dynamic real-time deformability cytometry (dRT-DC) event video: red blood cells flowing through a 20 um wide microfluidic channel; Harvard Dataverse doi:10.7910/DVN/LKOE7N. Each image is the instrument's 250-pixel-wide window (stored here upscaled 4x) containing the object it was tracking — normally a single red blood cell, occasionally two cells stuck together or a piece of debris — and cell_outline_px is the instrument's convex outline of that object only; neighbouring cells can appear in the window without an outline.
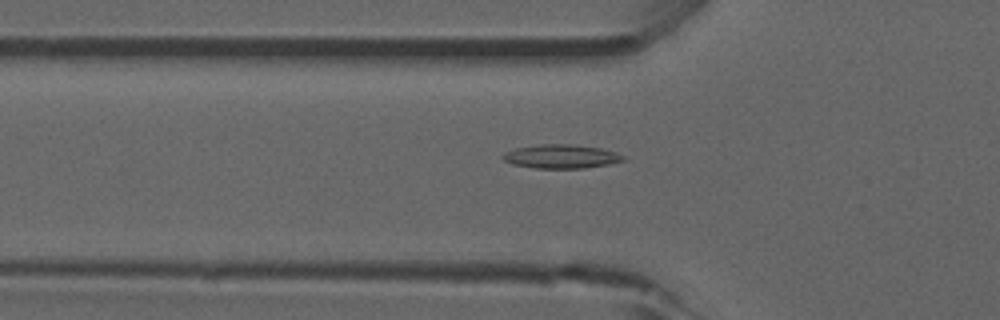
{"species": "common noctule bat (a hibernating species)", "species_latin": "Nyctalus noctula", "temperature_condition": "room temperature", "stored_images_in_passage": 32, "camera_frame_rate_fps": 3000, "um_per_image_px": 0.085, "animal": {"sex": "male", "forearm_length_mm": 52.5}, "frame": {"image": 1, "passage_image": 5, "time_ms": 1.333, "image_size_px": [1000, 320], "cell_outline_px": [[624, 160], [608, 164], [584, 168], [532, 168], [512, 164], [504, 160], [500, 156], [504, 152], [516, 148], [540, 144], [572, 144], [600, 148], [616, 152], [624, 156]], "centroid_in_image_um": [47.66, 13.29], "position_along_channel_um": 78.1, "area_um2": 16.7}}
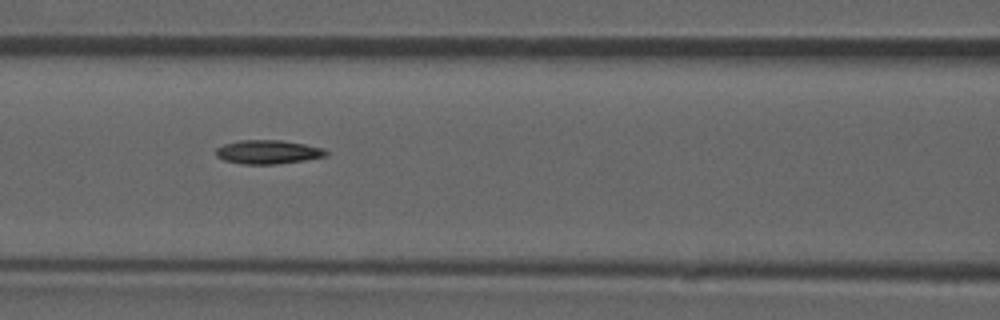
{"frame": {"image": 2, "passage_image": 10, "time_ms": 3.0, "image_size_px": [1000, 320], "cell_outline_px": [[328, 156], [304, 160], [276, 164], [240, 164], [224, 160], [216, 156], [216, 148], [224, 144], [240, 140], [280, 140], [304, 144], [320, 148], [328, 152]], "centroid_in_image_um": [22.74, 12.92], "position_along_channel_um": 143.9, "area_um2": 15.2}, "authors_computed_cell_mechanics": {"area_um2": 14.7968, "velocity_mm_per_s": 3.8933, "shape_relaxation_time_tau1_ms": null, "shape_relaxation_time_tau2_ms": 10.0329, "deformation_change_tau1": null, "deformation_change_tau2": 0.1918}}